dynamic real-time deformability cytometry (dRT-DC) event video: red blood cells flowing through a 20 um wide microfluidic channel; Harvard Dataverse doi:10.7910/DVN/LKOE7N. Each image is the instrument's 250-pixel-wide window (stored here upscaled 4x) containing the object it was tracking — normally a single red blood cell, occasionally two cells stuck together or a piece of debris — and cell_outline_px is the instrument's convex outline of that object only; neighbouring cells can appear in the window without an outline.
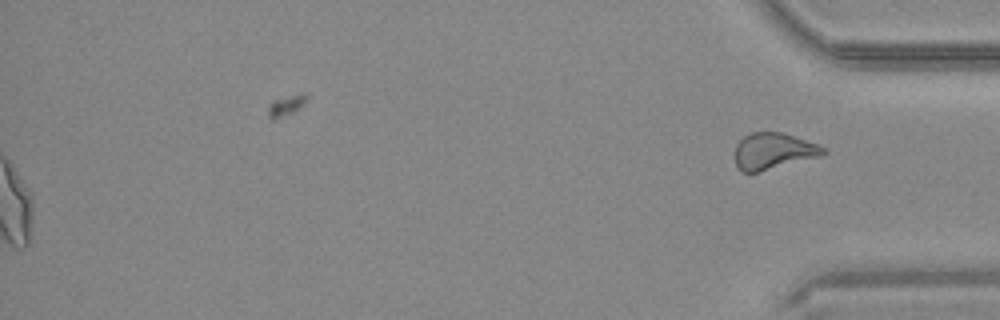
{"species": "common noctule bat (a hibernating species)", "species_latin": "Nyctalus noctula", "temperature_condition": "warm", "stored_images_in_passage": 48, "segment_of_instrument_passage": [2, 2], "camera_frame_rate_fps": 3000, "um_per_image_px": 0.085, "animal": {"sex": "male", "body_mass_g": 20.4}, "frame": {"image": 1, "passage_image": 48, "time_ms": 15.667, "image_size_px": [1000, 320], "cell_outline_px": [[828, 152], [820, 156], [756, 172], [740, 172], [736, 168], [736, 144], [744, 136], [752, 132], [784, 132], [816, 144], [824, 148]], "centroid_in_image_um": [65.71, 12.83], "position_along_channel_um": 369.5, "area_um2": 18.5}}